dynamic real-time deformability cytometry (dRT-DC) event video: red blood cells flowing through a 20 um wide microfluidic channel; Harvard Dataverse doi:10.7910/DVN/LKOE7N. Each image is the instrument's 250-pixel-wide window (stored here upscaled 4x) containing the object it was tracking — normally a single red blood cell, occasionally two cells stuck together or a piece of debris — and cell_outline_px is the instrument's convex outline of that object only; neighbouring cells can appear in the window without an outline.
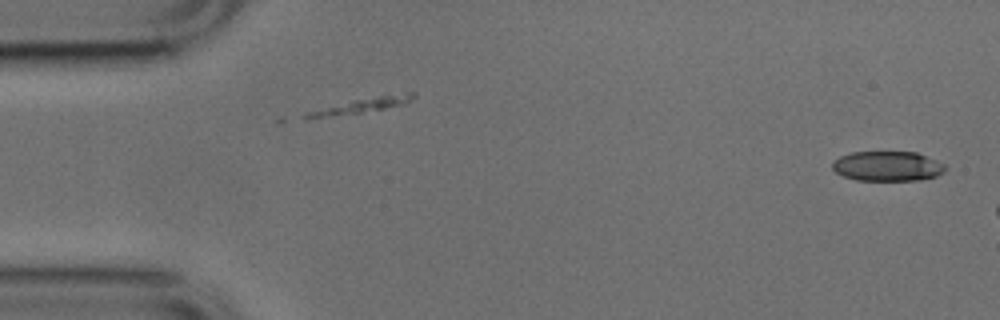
{"species": "common noctule bat (a hibernating species)", "species_latin": "Nyctalus noctula", "temperature_condition": "cold", "stored_images_in_passage": 7, "camera_frame_rate_fps": 3000, "um_per_image_px": 0.085, "animal": {"sex": "male", "body_mass_g": 17.9, "forearm_length_mm": 54.2}, "frame": {"image": 1, "passage_image": 1, "time_ms": 0.0, "image_size_px": [1000, 320], "cell_outline_px": [[944, 172], [936, 176], [916, 180], [856, 180], [844, 176], [836, 172], [832, 168], [832, 160], [840, 156], [852, 152], [916, 152], [936, 160], [944, 164]], "centroid_in_image_um": [75.4, 14.12], "position_along_channel_um": 9.6, "area_um2": 19.54}}